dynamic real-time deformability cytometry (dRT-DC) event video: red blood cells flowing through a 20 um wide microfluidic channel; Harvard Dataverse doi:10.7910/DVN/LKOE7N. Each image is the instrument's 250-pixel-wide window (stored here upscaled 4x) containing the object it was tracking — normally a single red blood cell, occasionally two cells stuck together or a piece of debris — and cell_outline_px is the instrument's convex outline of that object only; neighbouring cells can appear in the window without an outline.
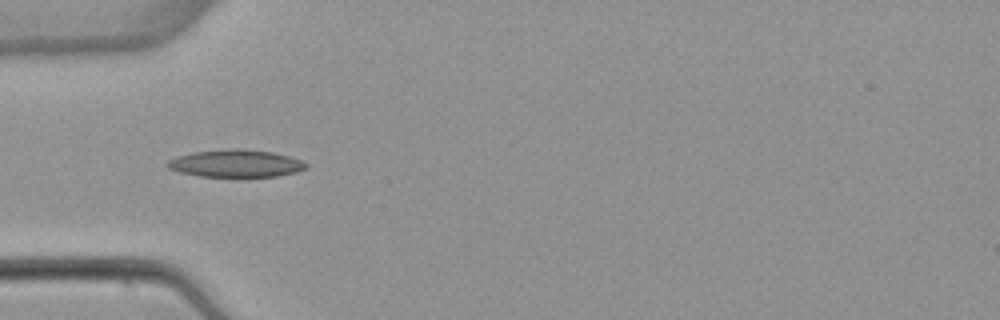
{"species": "common noctule bat (a hibernating species)", "species_latin": "Nyctalus noctula", "temperature_condition": "warm", "stored_images_in_passage": 6, "camera_frame_rate_fps": 3000, "um_per_image_px": 0.085, "animal": {"sex": "female", "body_mass_g": 22.7, "forearm_length_mm": 54.2}, "frame": {"image": 1, "passage_image": 5, "time_ms": 4.667, "image_size_px": [1000, 320], "cell_outline_px": [[308, 168], [296, 172], [276, 176], [200, 176], [180, 172], [168, 168], [164, 164], [168, 160], [176, 156], [192, 152], [232, 148], [240, 148], [272, 152], [288, 156], [300, 160], [308, 164]], "centroid_in_image_um": [20.02, 13.88], "position_along_channel_um": 65.0, "area_um2": 22.14}}
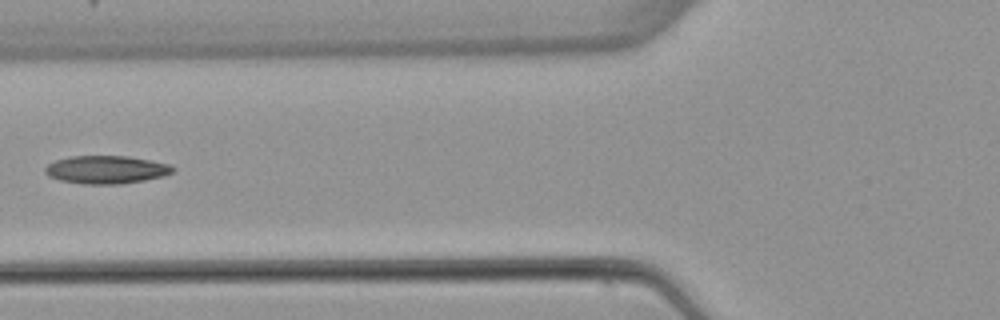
{"frame": {"image": 2, "passage_image": 6, "time_ms": 6.0, "image_size_px": [1000, 320], "cell_outline_px": [[176, 168], [172, 172], [164, 176], [144, 180], [120, 184], [84, 184], [60, 180], [48, 176], [44, 172], [44, 168], [48, 164], [56, 160], [72, 156], [128, 156], [152, 160], [168, 164]], "centroid_in_image_um": [9.03, 14.42], "position_along_channel_um": 116.8, "area_um2": 20.87}}